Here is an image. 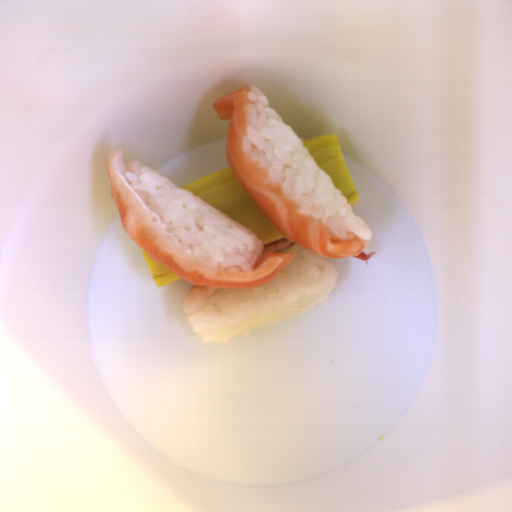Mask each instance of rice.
<instances>
[{
    "label": "rice",
    "instance_id": "652b925c",
    "mask_svg": "<svg viewBox=\"0 0 512 512\" xmlns=\"http://www.w3.org/2000/svg\"><path fill=\"white\" fill-rule=\"evenodd\" d=\"M243 144L247 155L303 213L344 239L366 248L370 228L355 215L344 194L316 161L291 126L270 107L265 93L248 87Z\"/></svg>",
    "mask_w": 512,
    "mask_h": 512
},
{
    "label": "rice",
    "instance_id": "023b6e5f",
    "mask_svg": "<svg viewBox=\"0 0 512 512\" xmlns=\"http://www.w3.org/2000/svg\"><path fill=\"white\" fill-rule=\"evenodd\" d=\"M292 262L261 286L219 287L188 322L204 343L225 342L263 326L303 313L325 301L339 274L328 258L290 243Z\"/></svg>",
    "mask_w": 512,
    "mask_h": 512
},
{
    "label": "rice",
    "instance_id": "8eca5e8b",
    "mask_svg": "<svg viewBox=\"0 0 512 512\" xmlns=\"http://www.w3.org/2000/svg\"><path fill=\"white\" fill-rule=\"evenodd\" d=\"M125 166L126 180L137 196L196 260L249 274L265 258L264 243L246 226L140 161Z\"/></svg>",
    "mask_w": 512,
    "mask_h": 512
}]
</instances>
